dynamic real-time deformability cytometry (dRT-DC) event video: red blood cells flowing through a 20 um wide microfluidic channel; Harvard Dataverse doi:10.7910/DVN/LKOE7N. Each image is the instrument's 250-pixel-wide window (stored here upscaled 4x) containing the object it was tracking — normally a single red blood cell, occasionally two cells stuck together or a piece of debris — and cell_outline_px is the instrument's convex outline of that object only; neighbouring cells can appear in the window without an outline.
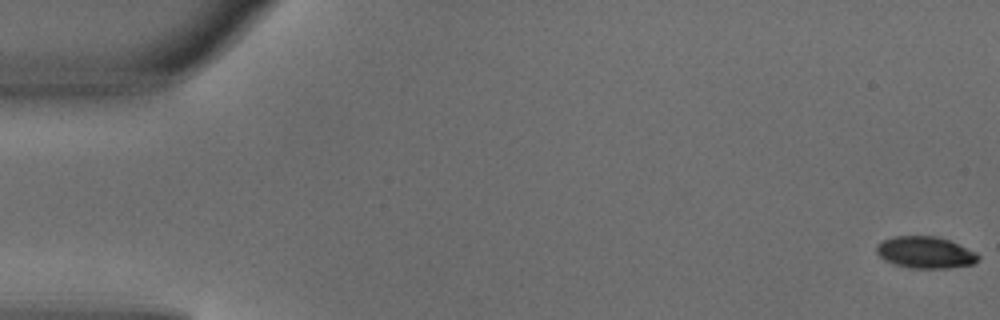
{"species": "common noctule bat (a hibernating species)", "species_latin": "Nyctalus noctula", "temperature_condition": "warm", "stored_images_in_passage": 5, "camera_frame_rate_fps": 3000, "um_per_image_px": 0.085, "animal": {"sex": "male", "body_mass_g": 18.8}, "frame": {"image": 1, "passage_image": 1, "time_ms": 0.0, "image_size_px": [1000, 320], "cell_outline_px": [[980, 260], [972, 264], [948, 268], [908, 268], [884, 260], [876, 252], [876, 244], [892, 236], [936, 236], [948, 240], [976, 252], [980, 256]], "centroid_in_image_um": [78.64, 21.46], "position_along_channel_um": 6.4, "area_um2": 18.79}}
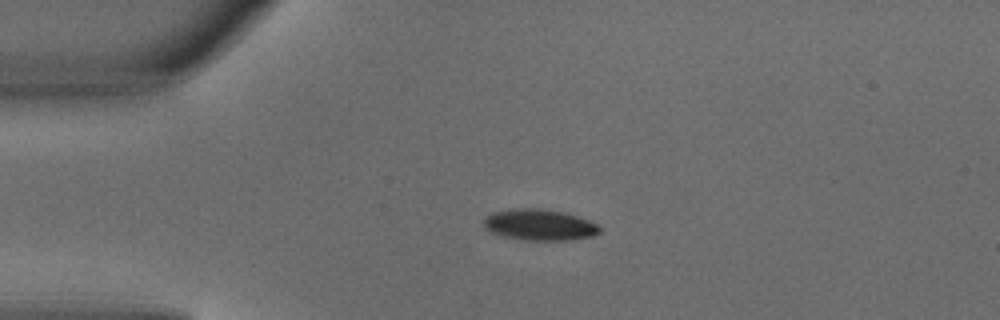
{"frame": {"image": 2, "passage_image": 4, "time_ms": 1.0, "image_size_px": [1000, 320], "cell_outline_px": [[600, 232], [592, 236], [572, 240], [524, 240], [500, 236], [484, 228], [484, 220], [492, 212], [512, 208], [540, 208], [564, 212], [588, 220], [596, 224], [600, 228]], "centroid_in_image_um": [45.83, 19.11], "position_along_channel_um": 39.2, "area_um2": 21.1}}